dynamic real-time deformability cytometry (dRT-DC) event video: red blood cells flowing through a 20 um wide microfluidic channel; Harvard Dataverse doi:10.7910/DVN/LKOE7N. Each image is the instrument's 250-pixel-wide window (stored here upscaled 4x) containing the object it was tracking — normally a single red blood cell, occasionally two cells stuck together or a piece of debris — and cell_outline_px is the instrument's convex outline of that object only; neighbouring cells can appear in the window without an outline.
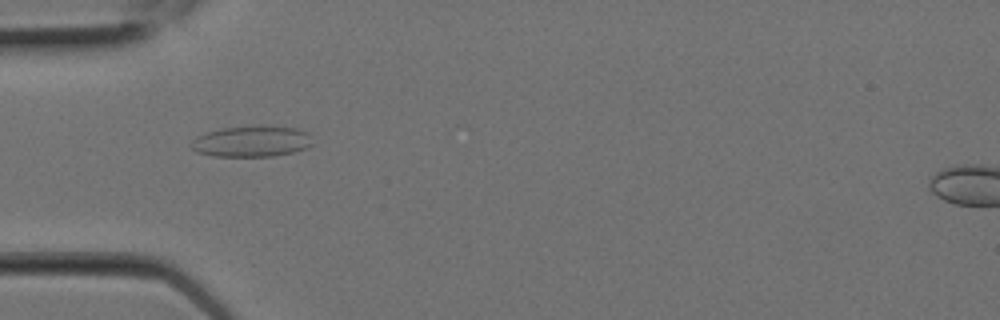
{"species": "Egyptian fruit bat (a non-hibernating species)", "species_latin": "Rousettus aegyptiacus", "temperature_condition": "room temperature", "stored_images_in_passage": 2, "camera_frame_rate_fps": 3000, "um_per_image_px": 0.085, "animal": {"sex": "female"}, "frame": {"image": 1, "passage_image": 1, "time_ms": 0.0, "image_size_px": [1000, 320], "cell_outline_px": [[312, 144], [308, 148], [296, 152], [272, 156], [212, 156], [196, 152], [188, 144], [196, 136], [220, 128], [260, 124], [300, 128], [308, 132]], "centroid_in_image_um": [21.4, 11.99], "position_along_channel_um": 63.6, "area_um2": 22.6}}